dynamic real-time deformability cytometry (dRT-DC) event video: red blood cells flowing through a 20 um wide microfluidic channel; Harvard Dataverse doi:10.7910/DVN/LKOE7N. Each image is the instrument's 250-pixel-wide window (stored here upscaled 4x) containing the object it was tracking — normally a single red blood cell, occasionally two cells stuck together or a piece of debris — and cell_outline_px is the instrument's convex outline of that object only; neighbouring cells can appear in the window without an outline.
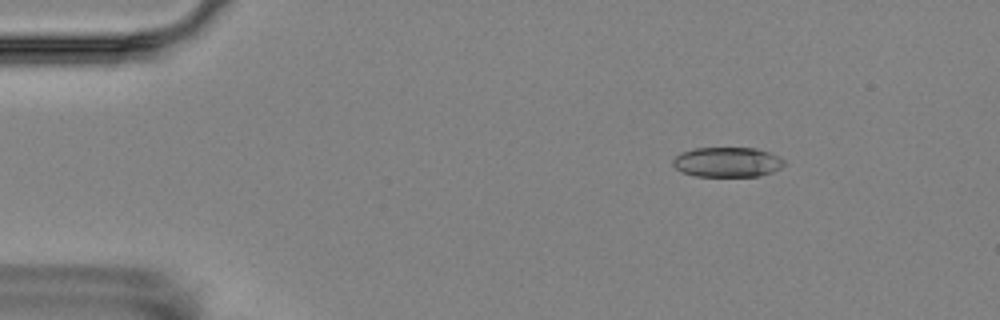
{"species": "Egyptian fruit bat (a non-hibernating species)", "species_latin": "Rousettus aegyptiacus", "temperature_condition": "room temperature", "stored_images_in_passage": 4, "camera_frame_rate_fps": 3000, "um_per_image_px": 0.085, "animal": {"sex": "female"}, "frame": {"image": 1, "passage_image": 2, "time_ms": 1.667, "image_size_px": [1000, 320], "cell_outline_px": [[784, 164], [780, 168], [772, 172], [760, 176], [696, 176], [684, 172], [676, 168], [672, 164], [672, 160], [680, 152], [696, 148], [756, 148], [780, 156], [784, 160]], "centroid_in_image_um": [61.83, 13.77], "position_along_channel_um": 23.2, "area_um2": 19.36}}